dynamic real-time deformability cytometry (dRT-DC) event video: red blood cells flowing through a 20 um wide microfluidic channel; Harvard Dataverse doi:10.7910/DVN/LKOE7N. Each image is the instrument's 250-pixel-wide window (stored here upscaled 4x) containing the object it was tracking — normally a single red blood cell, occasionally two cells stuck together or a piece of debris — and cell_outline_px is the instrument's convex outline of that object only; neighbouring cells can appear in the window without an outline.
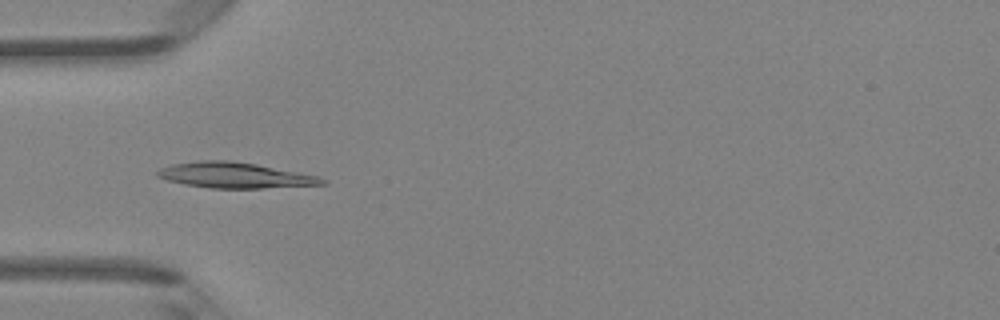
{"species": "Egyptian fruit bat (a non-hibernating species)", "species_latin": "Rousettus aegyptiacus", "temperature_condition": "room temperature", "stored_images_in_passage": 46, "camera_frame_rate_fps": 3000, "um_per_image_px": 0.085, "animal": {"sex": "female"}, "frame": {"image": 1, "passage_image": 14, "time_ms": 4.333, "image_size_px": [1000, 320], "cell_outline_px": [[328, 184], [264, 188], [212, 188], [184, 184], [168, 180], [156, 176], [156, 172], [160, 168], [172, 164], [200, 160], [228, 160], [256, 164], [316, 176], [324, 180]], "centroid_in_image_um": [19.91, 14.89], "position_along_channel_um": 65.1, "area_um2": 24.28}}
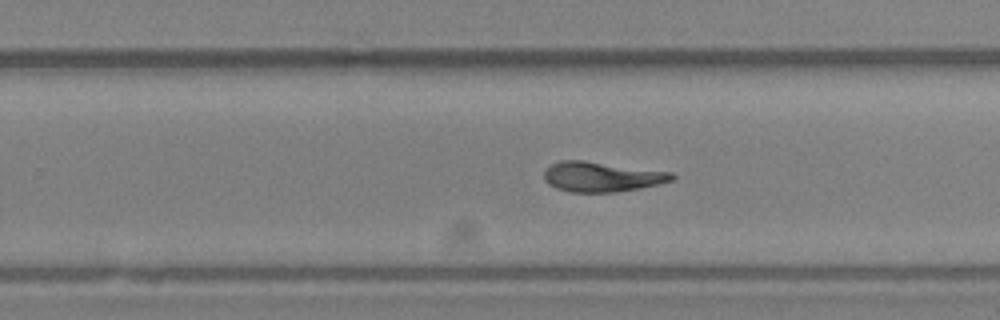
{"frame": {"image": 2, "passage_image": 29, "time_ms": 9.333, "image_size_px": [1000, 320], "cell_outline_px": [[676, 180], [660, 184], [640, 188], [616, 192], [572, 192], [556, 188], [548, 184], [544, 180], [544, 172], [552, 164], [560, 160], [584, 160], [672, 172], [676, 176]], "centroid_in_image_um": [51.18, 15.02], "position_along_channel_um": 278.6, "area_um2": 22.48}}
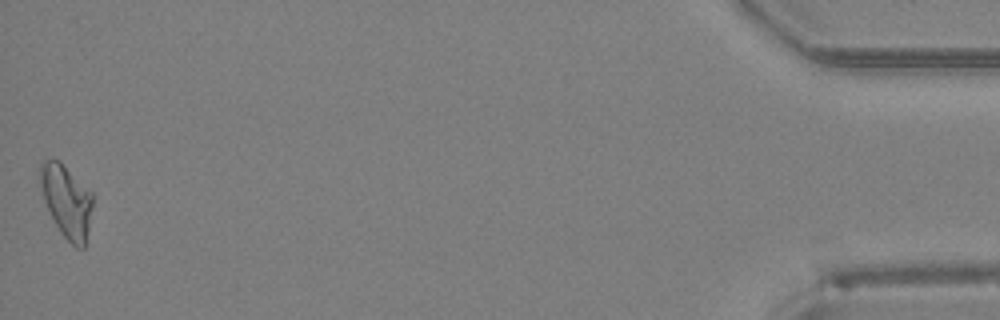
{"frame": {"image": 3, "passage_image": 46, "time_ms": 15.0, "image_size_px": [1000, 320], "cell_outline_px": [[92, 204], [88, 228], [84, 248], [76, 248], [60, 232], [44, 200], [40, 184], [40, 164], [44, 160], [60, 160], [92, 192]], "centroid_in_image_um": [5.66, 17.07], "position_along_channel_um": 429.5, "area_um2": 21.85}, "authors_computed_cell_mechanics": {"area_um2": 22.4842, "velocity_mm_per_s": 4.3033, "shape_relaxation_time_tau1_ms": 6.1672, "shape_relaxation_time_tau2_ms": 1.961, "deformation_change_tau1": 0.2287, "deformation_change_tau2": 0.0959}}